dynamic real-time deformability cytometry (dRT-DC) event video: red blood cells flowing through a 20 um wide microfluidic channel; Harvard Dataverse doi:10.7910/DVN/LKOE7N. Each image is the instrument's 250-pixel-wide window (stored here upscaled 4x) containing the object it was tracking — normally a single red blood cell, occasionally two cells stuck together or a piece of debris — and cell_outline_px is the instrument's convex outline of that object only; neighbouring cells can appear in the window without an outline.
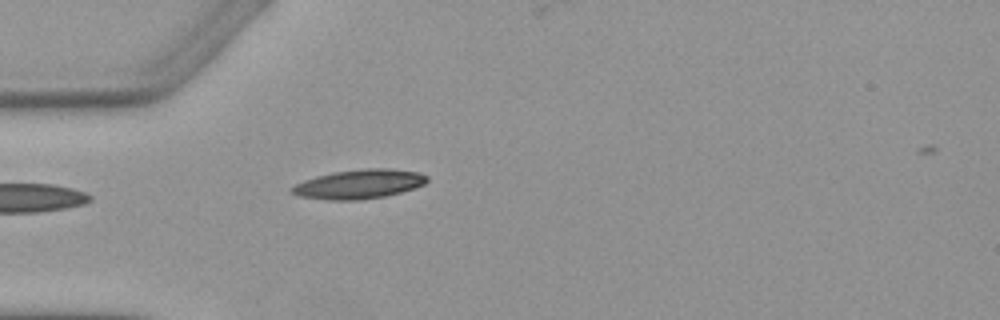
{"species": "Egyptian fruit bat (a non-hibernating species)", "species_latin": "Rousettus aegyptiacus", "temperature_condition": "warm", "stored_images_in_passage": 5, "camera_frame_rate_fps": 3000, "um_per_image_px": 0.085, "animal": {"sex": "female"}, "frame": {"image": 1, "passage_image": 5, "time_ms": 4.667, "image_size_px": [1000, 320], "cell_outline_px": [[428, 180], [424, 184], [400, 192], [384, 196], [360, 200], [328, 200], [300, 196], [288, 192], [288, 188], [304, 180], [316, 176], [332, 172], [364, 168], [392, 168], [420, 172], [428, 176]], "centroid_in_image_um": [30.49, 15.64], "position_along_channel_um": 54.5, "area_um2": 23.18}}